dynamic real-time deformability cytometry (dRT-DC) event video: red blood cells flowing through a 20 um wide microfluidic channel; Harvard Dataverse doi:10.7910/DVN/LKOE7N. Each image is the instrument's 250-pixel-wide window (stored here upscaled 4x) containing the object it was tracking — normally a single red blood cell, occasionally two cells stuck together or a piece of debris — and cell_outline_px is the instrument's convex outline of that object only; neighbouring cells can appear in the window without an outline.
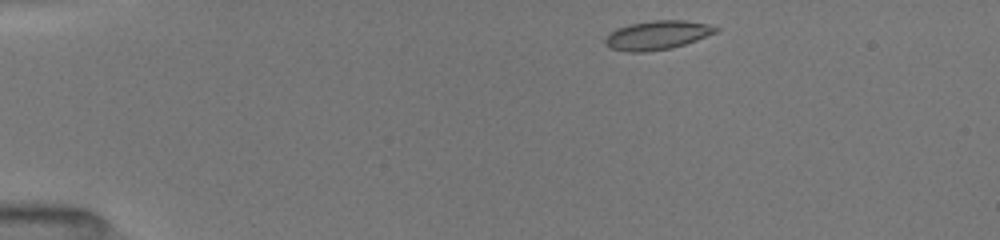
{"species": "common noctule bat (a hibernating species)", "species_latin": "Nyctalus noctula", "temperature_condition": "room temperature", "stored_images_in_passage": 63, "camera_frame_rate_fps": 3000, "um_per_image_px": 0.085, "animal": {"sex": "female", "body_mass_g": 19.5, "forearm_length_mm": 54.1}, "frame": {"image": 1, "passage_image": 1, "time_ms": 0.0, "image_size_px": [1000, 240], "cell_outline_px": [[720, 28], [716, 32], [696, 40], [672, 48], [644, 52], [628, 52], [612, 48], [604, 44], [604, 40], [616, 28], [628, 24], [652, 20], [684, 20], [708, 24]], "centroid_in_image_um": [55.86, 2.98], "position_along_channel_um": 29.1, "area_um2": 18.55}}
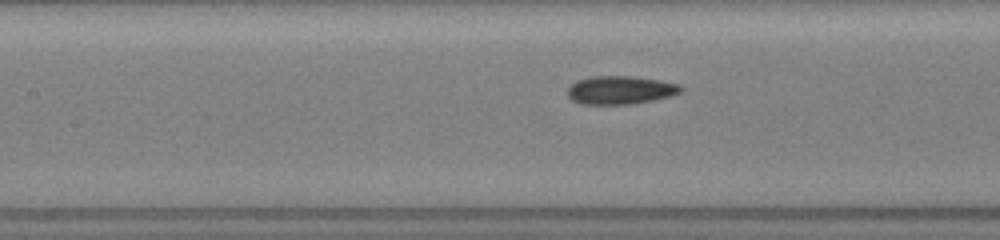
{"frame": {"image": 2, "passage_image": 25, "time_ms": 5.0, "image_size_px": [1000, 240], "cell_outline_px": [[684, 88], [680, 92], [672, 96], [632, 104], [580, 104], [572, 100], [568, 96], [568, 88], [576, 80], [592, 76], [632, 76], [660, 80], [680, 84]], "centroid_in_image_um": [52.74, 7.65], "position_along_channel_um": 154.7, "area_um2": 18.79}}
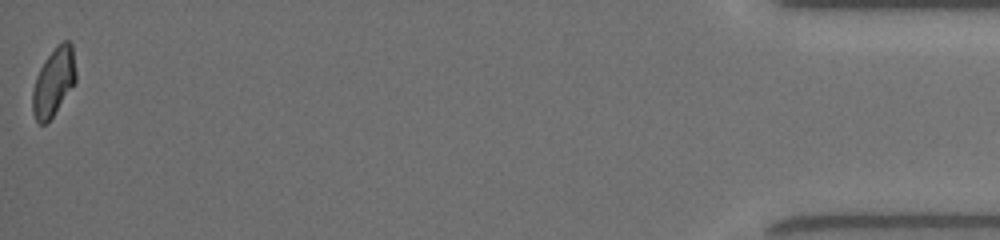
{"frame": {"image": 3, "passage_image": 62, "time_ms": 14.0, "image_size_px": [1000, 240], "cell_outline_px": [[76, 80], [52, 116], [44, 124], [40, 124], [36, 120], [32, 112], [32, 92], [36, 76], [44, 60], [56, 44], [64, 40], [68, 40], [72, 44], [76, 72]], "centroid_in_image_um": [4.55, 6.91], "position_along_channel_um": 430.7, "area_um2": 17.05}, "authors_computed_cell_mechanics": {"area_um2": 18.207, "velocity_mm_per_s": 4.0196, "shape_relaxation_time_tau1_ms": 2.3482, "shape_relaxation_time_tau2_ms": 2.0885, "deformation_change_tau1": 0.1105, "deformation_change_tau2": 0.0596}}